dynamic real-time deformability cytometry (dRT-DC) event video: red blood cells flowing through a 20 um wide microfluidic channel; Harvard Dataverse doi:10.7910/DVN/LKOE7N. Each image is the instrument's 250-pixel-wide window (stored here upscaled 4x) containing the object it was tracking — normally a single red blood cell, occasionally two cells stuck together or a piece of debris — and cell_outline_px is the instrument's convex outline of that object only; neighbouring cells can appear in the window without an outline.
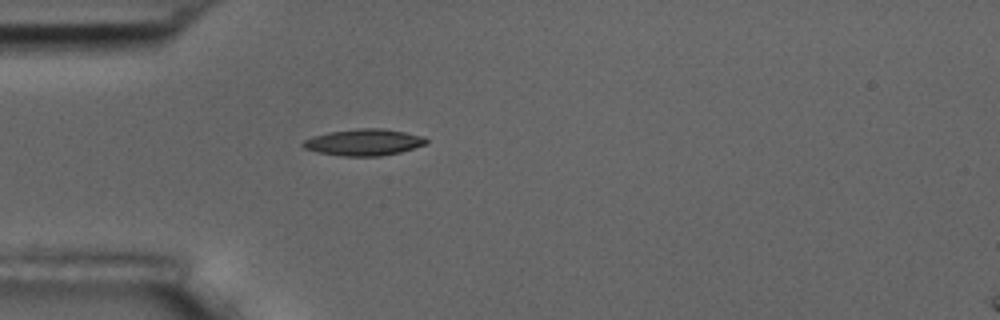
{"species": "common noctule bat (a hibernating species)", "species_latin": "Nyctalus noctula", "temperature_condition": "room temperature", "stored_images_in_passage": 1, "camera_frame_rate_fps": 3000, "um_per_image_px": 0.085, "animal": {"sex": "male", "body_mass_g": 17.5, "forearm_length_mm": 52.3}, "frame": {"image": 1, "passage_image": 1, "time_ms": 0.0, "image_size_px": [1000, 320], "cell_outline_px": [[428, 140], [424, 144], [400, 152], [380, 156], [340, 156], [316, 152], [304, 148], [300, 144], [304, 140], [312, 136], [328, 132], [356, 128], [384, 128], [424, 136]], "centroid_in_image_um": [30.87, 12.09], "position_along_channel_um": 54.1, "area_um2": 19.13}}